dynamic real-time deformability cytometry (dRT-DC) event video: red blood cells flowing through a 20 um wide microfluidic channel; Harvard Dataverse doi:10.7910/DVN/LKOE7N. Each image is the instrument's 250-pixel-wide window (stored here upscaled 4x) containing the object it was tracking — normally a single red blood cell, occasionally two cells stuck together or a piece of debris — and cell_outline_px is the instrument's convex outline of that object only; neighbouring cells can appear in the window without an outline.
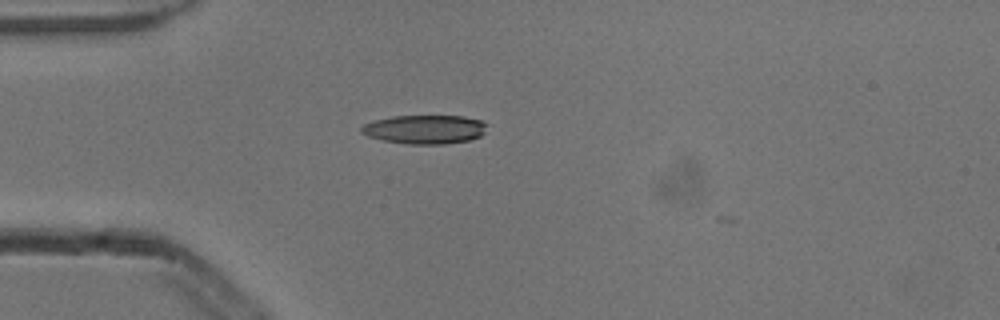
{"species": "common noctule bat (a hibernating species)", "species_latin": "Nyctalus noctula", "temperature_condition": "cold", "stored_images_in_passage": 2, "camera_frame_rate_fps": 3000, "um_per_image_px": 0.085, "animal": {"sex": "male", "body_mass_g": 13.3}, "frame": {"image": 1, "passage_image": 1, "time_ms": 0.0, "image_size_px": [1000, 320], "cell_outline_px": [[488, 124], [484, 132], [480, 136], [468, 140], [444, 144], [408, 144], [384, 140], [368, 136], [360, 132], [360, 128], [364, 124], [372, 120], [392, 116], [464, 116], [480, 120]], "centroid_in_image_um": [36.09, 10.99], "position_along_channel_um": 48.9, "area_um2": 21.15}}